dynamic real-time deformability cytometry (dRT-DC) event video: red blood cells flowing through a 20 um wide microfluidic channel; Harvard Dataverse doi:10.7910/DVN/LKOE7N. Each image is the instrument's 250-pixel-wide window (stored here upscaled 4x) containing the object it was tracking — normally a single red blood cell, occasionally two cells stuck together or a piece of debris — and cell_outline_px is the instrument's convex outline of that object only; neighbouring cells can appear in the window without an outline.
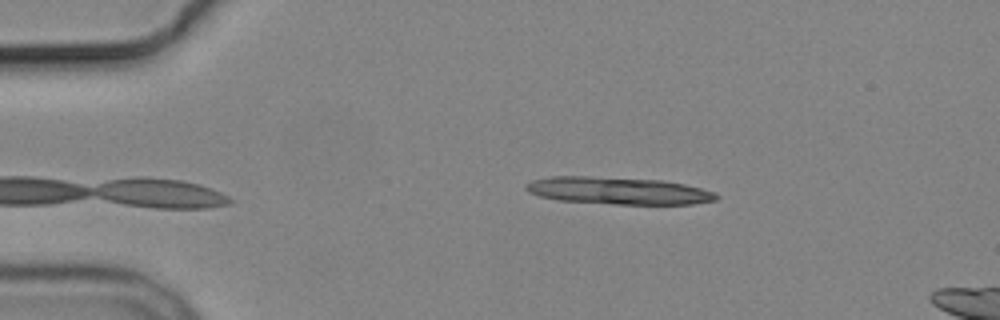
{"species": "common noctule bat (a hibernating species)", "species_latin": "Nyctalus noctula", "temperature_condition": "cold", "stored_images_in_passage": 3, "camera_frame_rate_fps": 3000, "um_per_image_px": 0.085, "animal": {"sex": "male", "body_mass_g": 19.2, "forearm_length_mm": 51.8}, "frame": {"image": 1, "passage_image": 1, "time_ms": 0.0, "image_size_px": [1000, 320], "cell_outline_px": [[720, 196], [716, 200], [692, 204], [612, 204], [556, 200], [540, 196], [528, 192], [524, 188], [524, 184], [532, 180], [552, 176], [588, 176], [664, 180], [684, 184], [716, 192]], "centroid_in_image_um": [52.54, 16.21], "position_along_channel_um": 32.5, "area_um2": 30.46}}